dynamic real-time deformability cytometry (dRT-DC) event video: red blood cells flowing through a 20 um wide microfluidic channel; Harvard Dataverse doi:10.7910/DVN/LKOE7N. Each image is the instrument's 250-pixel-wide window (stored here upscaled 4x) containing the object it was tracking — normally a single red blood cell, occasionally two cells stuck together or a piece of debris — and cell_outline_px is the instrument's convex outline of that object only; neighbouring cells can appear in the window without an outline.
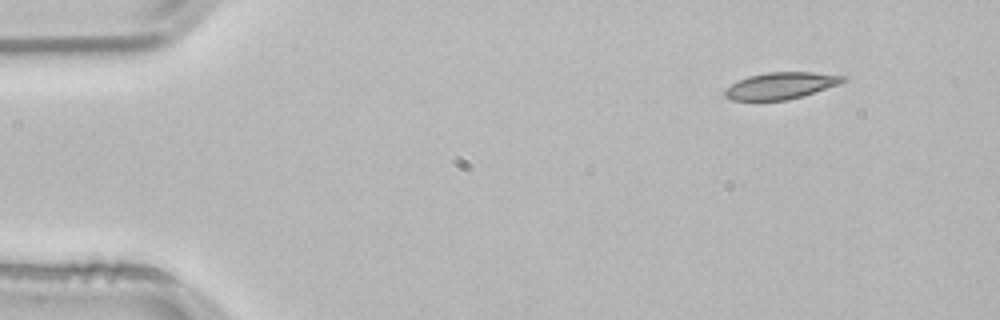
{"species": "common noctule bat (a hibernating species)", "species_latin": "Nyctalus noctula", "temperature_condition": "room temperature", "stored_images_in_passage": 49, "camera_frame_rate_fps": 3000, "um_per_image_px": 0.085, "animal": {"sex": "male", "body_mass_g": 21.5, "forearm_length_mm": 52.0}, "frame": {"image": 1, "passage_image": 1, "time_ms": 0.0, "image_size_px": [1000, 320], "cell_outline_px": [[848, 80], [840, 84], [788, 100], [732, 100], [724, 96], [724, 88], [736, 80], [748, 76], [768, 72], [812, 72], [848, 76]], "centroid_in_image_um": [66.36, 7.27], "position_along_channel_um": 18.6, "area_um2": 18.55}}
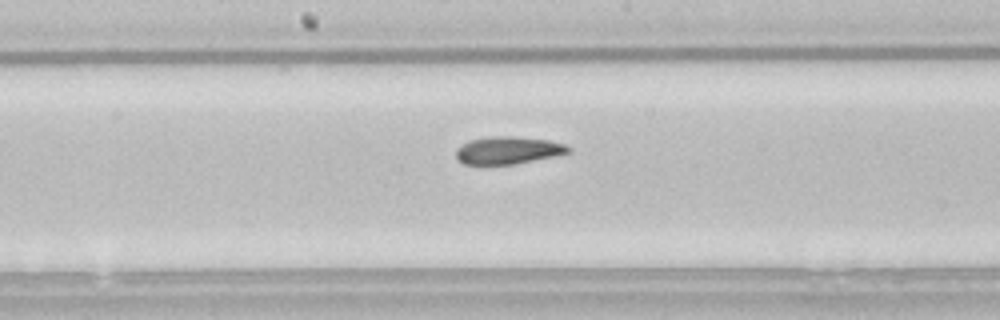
{"frame": {"image": 2, "passage_image": 23, "time_ms": 7.333, "image_size_px": [1000, 320], "cell_outline_px": [[572, 152], [512, 164], [464, 164], [456, 160], [456, 148], [468, 140], [488, 136], [516, 136], [548, 140], [564, 144], [572, 148]], "centroid_in_image_um": [43.14, 12.76], "position_along_channel_um": 205.1, "area_um2": 18.03}}
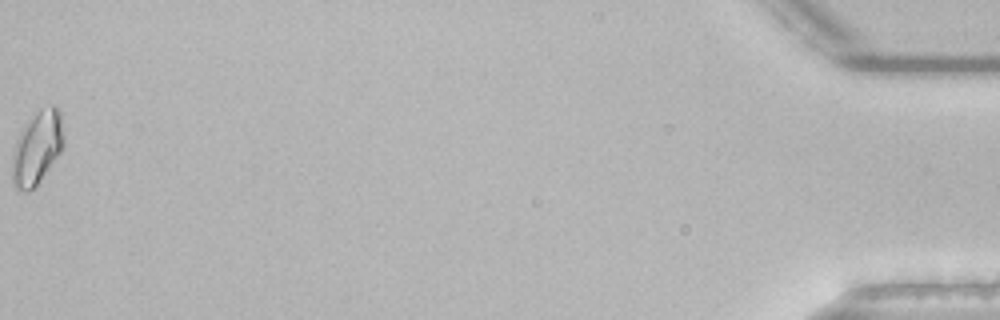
{"frame": {"image": 3, "passage_image": 49, "time_ms": 16.0, "image_size_px": [1000, 320], "cell_outline_px": [[64, 144], [60, 152], [36, 188], [28, 192], [24, 192], [16, 188], [12, 184], [12, 152], [16, 140], [20, 132], [28, 120], [40, 108], [52, 104], [56, 104], [60, 112], [64, 136]], "centroid_in_image_um": [3.15, 12.57], "position_along_channel_um": 432.1, "area_um2": 22.43}, "authors_computed_cell_mechanics": {"area_um2": 18.4382, "velocity_mm_per_s": 3.8122, "shape_relaxation_time_tau1_ms": 9.443, "shape_relaxation_time_tau2_ms": 3.8714, "deformation_change_tau1": 0.1924, "deformation_change_tau2": 0.086}}